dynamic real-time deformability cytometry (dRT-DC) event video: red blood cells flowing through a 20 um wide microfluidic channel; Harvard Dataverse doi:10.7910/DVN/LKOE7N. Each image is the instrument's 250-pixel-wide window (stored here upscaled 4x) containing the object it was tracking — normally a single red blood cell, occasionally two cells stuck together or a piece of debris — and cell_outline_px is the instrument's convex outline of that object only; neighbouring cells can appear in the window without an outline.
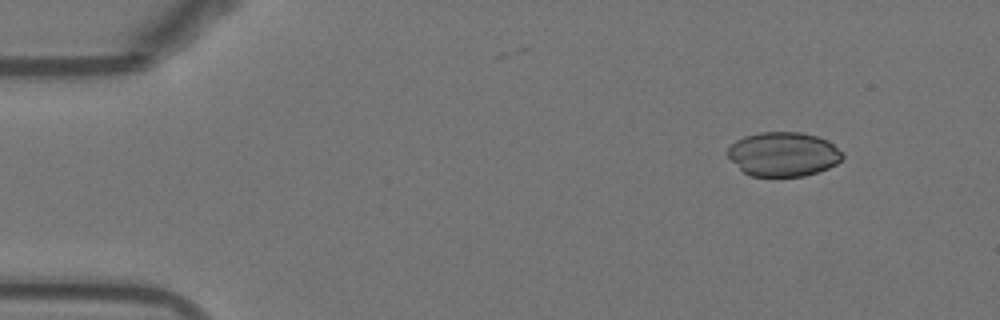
{"species": "Egyptian fruit bat (a non-hibernating species)", "species_latin": "Rousettus aegyptiacus", "temperature_condition": "warm", "stored_images_in_passage": 52, "camera_frame_rate_fps": 3000, "um_per_image_px": 0.085, "animal": {"sex": "female"}, "frame": {"image": 1, "passage_image": 5, "time_ms": 1.333, "image_size_px": [1000, 320], "cell_outline_px": [[844, 156], [836, 164], [828, 168], [804, 176], [752, 176], [744, 172], [724, 152], [736, 140], [744, 136], [760, 132], [800, 132], [816, 136], [828, 140], [844, 152]], "centroid_in_image_um": [66.59, 13.09], "position_along_channel_um": 18.4, "area_um2": 29.65}}
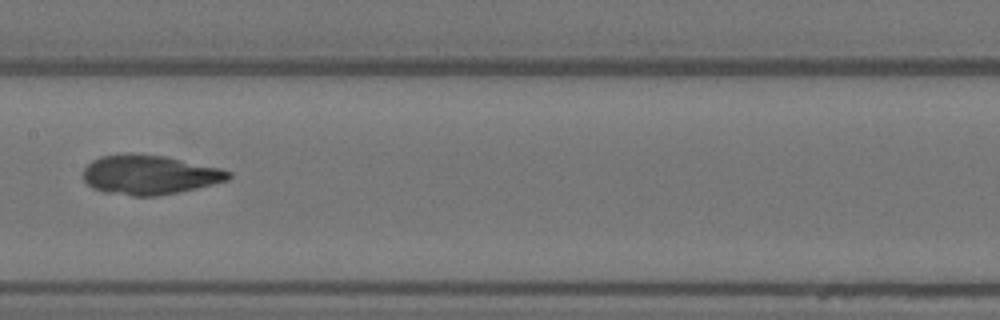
{"frame": {"image": 2, "passage_image": 26, "time_ms": 8.333, "image_size_px": [1000, 320], "cell_outline_px": [[232, 176], [228, 180], [196, 188], [156, 196], [132, 196], [104, 192], [92, 188], [84, 180], [84, 168], [92, 160], [100, 156], [124, 152], [132, 152], [164, 156], [220, 168], [232, 172]], "centroid_in_image_um": [12.67, 14.84], "position_along_channel_um": 194.7, "area_um2": 33.52}}
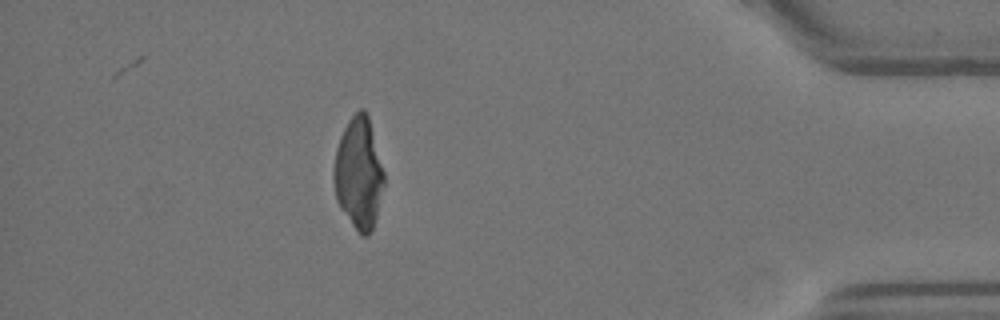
{"frame": {"image": 3, "passage_image": 46, "time_ms": 15.0, "image_size_px": [1000, 320], "cell_outline_px": [[384, 184], [376, 216], [372, 228], [368, 236], [360, 236], [340, 208], [336, 200], [332, 176], [332, 172], [336, 148], [340, 136], [348, 120], [360, 108], [364, 108], [368, 116], [384, 172]], "centroid_in_image_um": [30.46, 14.74], "position_along_channel_um": 404.7, "area_um2": 32.71}}